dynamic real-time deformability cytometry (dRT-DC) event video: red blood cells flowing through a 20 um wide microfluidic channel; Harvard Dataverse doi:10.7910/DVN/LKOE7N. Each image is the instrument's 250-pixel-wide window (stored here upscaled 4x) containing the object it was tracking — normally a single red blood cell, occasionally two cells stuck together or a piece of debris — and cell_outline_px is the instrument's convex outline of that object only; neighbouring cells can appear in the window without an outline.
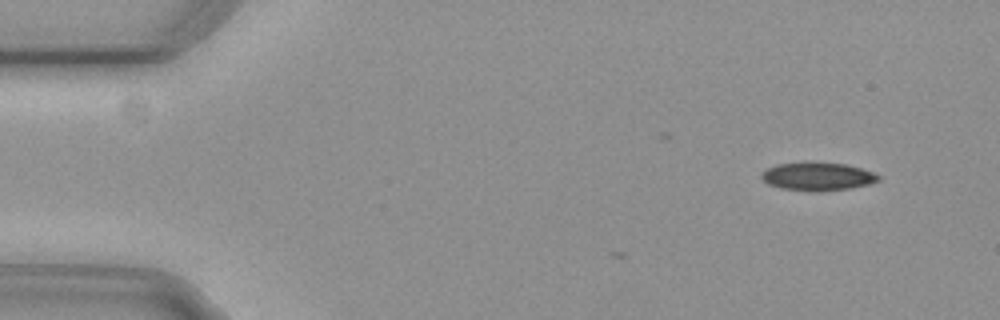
{"species": "common noctule bat (a hibernating species)", "species_latin": "Nyctalus noctula", "temperature_condition": "cold", "stored_images_in_passage": 7, "camera_frame_rate_fps": 3000, "um_per_image_px": 0.085, "animal": {"sex": "female", "body_mass_g": 29.2, "forearm_length_mm": 56.3}, "frame": {"image": 1, "passage_image": 1, "time_ms": 0.0, "image_size_px": [1000, 320], "cell_outline_px": [[880, 180], [868, 184], [852, 188], [780, 188], [768, 184], [760, 176], [760, 172], [776, 164], [804, 160], [808, 160], [844, 164], [860, 168], [872, 172], [880, 176]], "centroid_in_image_um": [69.45, 14.91], "position_along_channel_um": 15.6, "area_um2": 18.67}}